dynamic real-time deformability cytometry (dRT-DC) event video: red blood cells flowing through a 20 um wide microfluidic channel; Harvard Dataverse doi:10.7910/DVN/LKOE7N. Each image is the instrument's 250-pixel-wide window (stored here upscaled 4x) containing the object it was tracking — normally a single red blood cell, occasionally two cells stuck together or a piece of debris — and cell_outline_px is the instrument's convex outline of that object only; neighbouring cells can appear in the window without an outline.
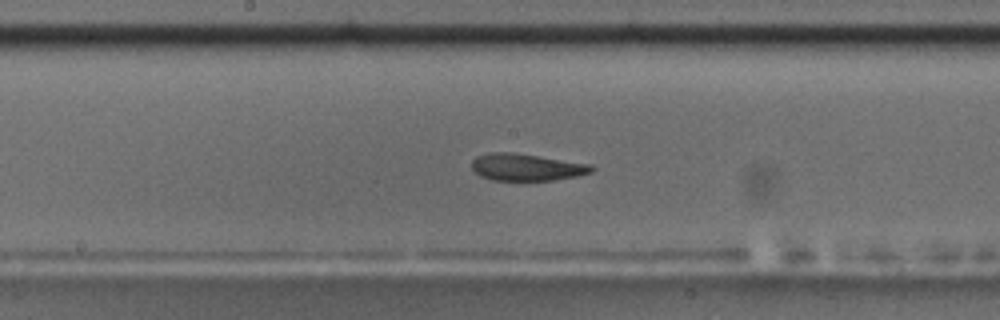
{"species": "common noctule bat (a hibernating species)", "species_latin": "Nyctalus noctula", "temperature_condition": "room temperature", "stored_images_in_passage": 55, "camera_frame_rate_fps": 3000, "um_per_image_px": 0.085, "animal": {"sex": "male", "body_mass_g": 17.5, "forearm_length_mm": 52.3}, "frame": {"image": 1, "passage_image": 29, "time_ms": 9.333, "image_size_px": [1000, 320], "cell_outline_px": [[596, 168], [592, 172], [576, 176], [552, 180], [492, 180], [480, 176], [472, 168], [472, 160], [476, 156], [488, 152], [512, 152], [592, 164]], "centroid_in_image_um": [44.75, 14.2], "position_along_channel_um": 203.4, "area_um2": 18.9}}
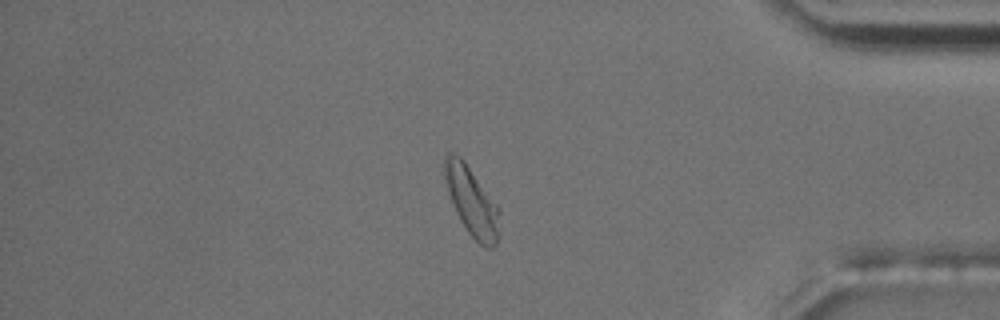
{"frame": {"image": 2, "passage_image": 47, "time_ms": 15.333, "image_size_px": [1000, 320], "cell_outline_px": [[500, 236], [496, 244], [492, 248], [484, 248], [468, 232], [460, 220], [452, 204], [448, 192], [444, 176], [444, 156], [448, 152], [452, 152], [460, 156], [464, 160], [500, 208]], "centroid_in_image_um": [40.12, 17.13], "position_along_channel_um": 395.1, "area_um2": 22.31}}
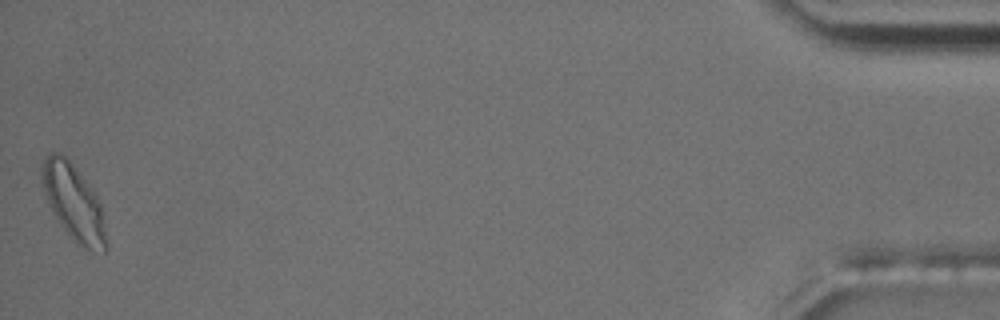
{"frame": {"image": 3, "passage_image": 55, "time_ms": 18.0, "image_size_px": [1000, 320], "cell_outline_px": [[108, 248], [104, 252], [92, 252], [76, 244], [68, 236], [52, 212], [44, 192], [44, 160], [52, 152], [60, 152], [72, 164], [88, 184], [96, 196], [100, 204]], "centroid_in_image_um": [6.29, 17.31], "position_along_channel_um": 428.9, "area_um2": 27.74}, "authors_computed_cell_mechanics": {"area_um2": 19.941, "velocity_mm_per_s": 3.6658, "shape_relaxation_time_tau1_ms": null, "shape_relaxation_time_tau2_ms": 2.4852, "deformation_change_tau1": null, "deformation_change_tau2": 0.0886}}